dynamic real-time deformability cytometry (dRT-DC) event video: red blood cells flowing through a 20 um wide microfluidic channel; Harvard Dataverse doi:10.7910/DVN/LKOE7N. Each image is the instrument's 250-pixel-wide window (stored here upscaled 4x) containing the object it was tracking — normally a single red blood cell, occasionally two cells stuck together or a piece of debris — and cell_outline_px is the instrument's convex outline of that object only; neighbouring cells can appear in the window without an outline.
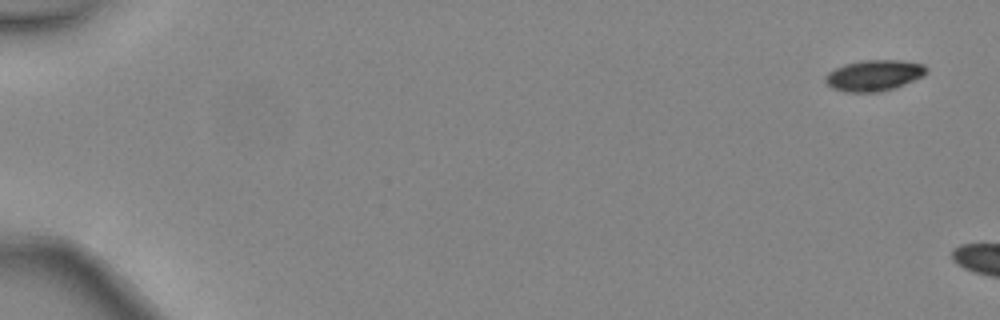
{"species": "common noctule bat (a hibernating species)", "species_latin": "Nyctalus noctula", "temperature_condition": "warm", "stored_images_in_passage": 3, "camera_frame_rate_fps": 3000, "um_per_image_px": 0.085, "animal": {"sex": "female", "body_mass_g": 24.6, "forearm_length_mm": 56.2}, "frame": {"image": 1, "passage_image": 1, "time_ms": 0.0, "image_size_px": [1000, 320], "cell_outline_px": [[928, 68], [924, 76], [892, 88], [880, 92], [844, 92], [832, 88], [824, 80], [824, 76], [828, 72], [844, 64], [864, 60], [896, 60], [924, 64]], "centroid_in_image_um": [74.27, 6.41], "position_along_channel_um": 10.7, "area_um2": 18.15}}